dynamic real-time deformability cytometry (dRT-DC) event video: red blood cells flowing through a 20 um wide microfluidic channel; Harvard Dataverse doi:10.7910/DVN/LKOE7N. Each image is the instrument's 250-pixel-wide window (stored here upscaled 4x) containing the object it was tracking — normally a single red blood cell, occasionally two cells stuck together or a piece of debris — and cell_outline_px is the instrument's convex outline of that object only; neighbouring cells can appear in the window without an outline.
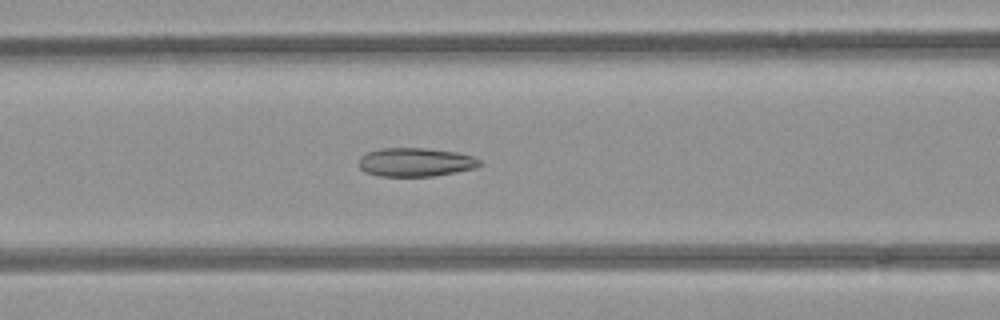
{"species": "common noctule bat (a hibernating species)", "species_latin": "Nyctalus noctula", "temperature_condition": "room temperature", "stored_images_in_passage": 42, "camera_frame_rate_fps": 3000, "um_per_image_px": 0.085, "animal": {"sex": "female", "body_mass_g": 21.9}, "frame": {"image": 1, "passage_image": 11, "time_ms": 3.333, "image_size_px": [1000, 320], "cell_outline_px": [[484, 164], [476, 168], [456, 172], [432, 176], [380, 176], [364, 172], [360, 168], [360, 156], [368, 152], [380, 148], [424, 148], [456, 152], [472, 156], [480, 160]], "centroid_in_image_um": [35.34, 13.78], "position_along_channel_um": 131.3, "area_um2": 20.23}}
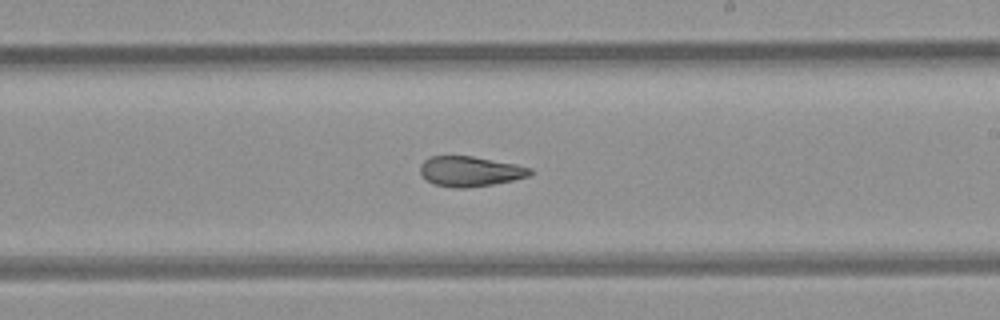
{"frame": {"image": 2, "passage_image": 20, "time_ms": 6.333, "image_size_px": [1000, 320], "cell_outline_px": [[532, 172], [528, 176], [512, 180], [492, 184], [464, 188], [456, 188], [436, 184], [428, 180], [420, 172], [420, 164], [424, 160], [432, 156], [472, 156], [516, 164], [532, 168]], "centroid_in_image_um": [39.96, 14.55], "position_along_channel_um": 249.0, "area_um2": 19.02}}
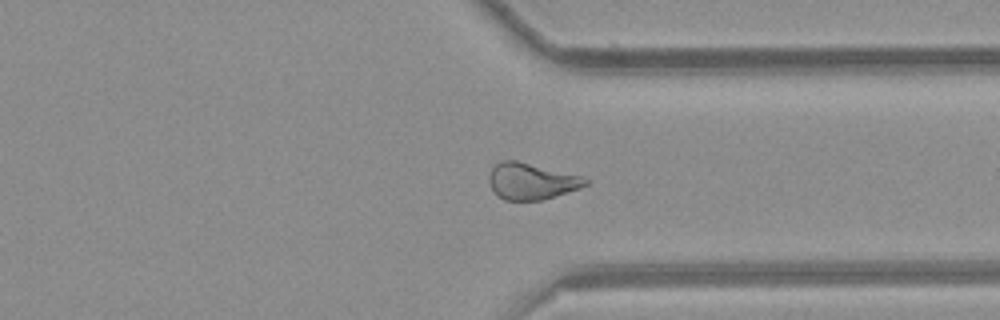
{"frame": {"image": 3, "passage_image": 29, "time_ms": 9.333, "image_size_px": [1000, 320], "cell_outline_px": [[588, 184], [580, 188], [556, 196], [540, 200], [504, 200], [496, 196], [492, 192], [488, 184], [488, 176], [492, 168], [500, 160], [516, 160], [580, 176], [588, 180]], "centroid_in_image_um": [45.09, 15.42], "position_along_channel_um": 366.3, "area_um2": 20.52}, "authors_computed_cell_mechanics": {"area_um2": 20.7213, "velocity_mm_per_s": 3.9293, "shape_relaxation_time_tau1_ms": null, "shape_relaxation_time_tau2_ms": 2.8768, "deformation_change_tau1": null, "deformation_change_tau2": 0.1054}}